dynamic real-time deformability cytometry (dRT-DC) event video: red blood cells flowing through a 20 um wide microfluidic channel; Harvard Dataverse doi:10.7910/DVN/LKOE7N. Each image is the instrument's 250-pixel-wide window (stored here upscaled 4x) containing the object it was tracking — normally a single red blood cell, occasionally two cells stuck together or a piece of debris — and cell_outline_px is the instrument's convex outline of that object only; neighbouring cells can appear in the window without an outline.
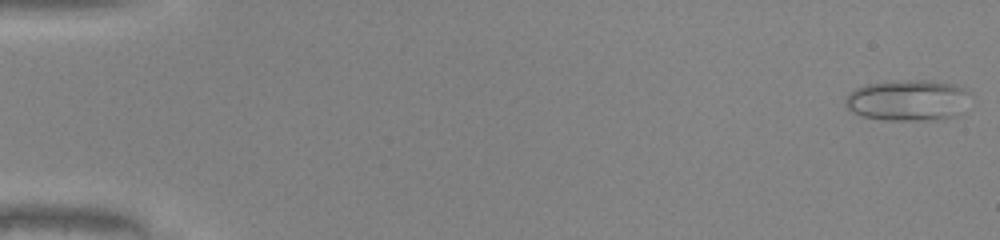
{"species": "common noctule bat (a hibernating species)", "species_latin": "Nyctalus noctula", "temperature_condition": "warm", "stored_images_in_passage": 50, "camera_frame_rate_fps": 3000, "um_per_image_px": 0.085, "animal": {"sex": "male", "body_mass_g": 20.0, "forearm_length_mm": 53.3}, "frame": {"image": 1, "passage_image": 1, "time_ms": 0.0, "image_size_px": [1000, 240], "cell_outline_px": [[968, 92], [960, 112], [956, 116], [944, 120], [884, 120], [864, 116], [852, 112], [844, 104], [844, 100], [848, 92], [864, 84], [900, 80], [932, 80], [956, 84], [968, 88]], "centroid_in_image_um": [77.14, 8.51], "position_along_channel_um": 7.9, "area_um2": 30.17}}
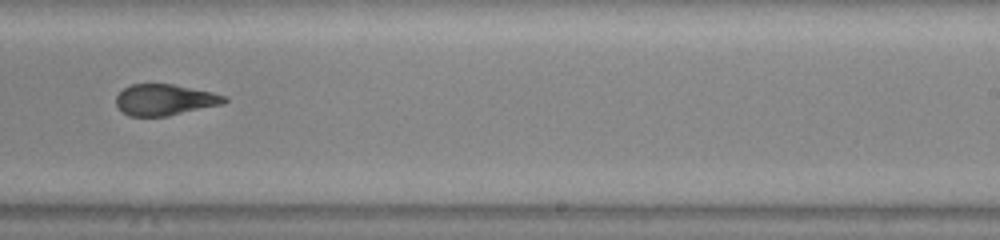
{"frame": {"image": 2, "passage_image": 32, "time_ms": 10.333, "image_size_px": [1000, 240], "cell_outline_px": [[228, 100], [224, 104], [168, 116], [128, 116], [116, 104], [116, 96], [124, 88], [132, 84], [172, 84], [212, 92], [228, 96]], "centroid_in_image_um": [14.04, 8.48], "position_along_channel_um": 275.0, "area_um2": 19.65}}
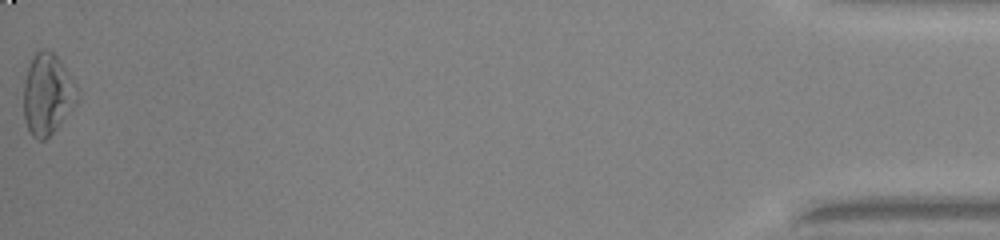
{"frame": {"image": 3, "passage_image": 50, "time_ms": 16.333, "image_size_px": [1000, 240], "cell_outline_px": [[80, 92], [76, 104], [56, 128], [44, 140], [40, 140], [32, 136], [24, 120], [24, 84], [28, 68], [32, 56], [40, 48], [48, 48], [56, 56], [76, 84]], "centroid_in_image_um": [4.03, 7.99], "position_along_channel_um": 431.2, "area_um2": 25.2}, "authors_computed_cell_mechanics": {"area_um2": 21.4149, "velocity_mm_per_s": 4.1759, "shape_relaxation_time_tau1_ms": null, "shape_relaxation_time_tau2_ms": 1.9886, "deformation_change_tau1": null, "deformation_change_tau2": 0.093}}